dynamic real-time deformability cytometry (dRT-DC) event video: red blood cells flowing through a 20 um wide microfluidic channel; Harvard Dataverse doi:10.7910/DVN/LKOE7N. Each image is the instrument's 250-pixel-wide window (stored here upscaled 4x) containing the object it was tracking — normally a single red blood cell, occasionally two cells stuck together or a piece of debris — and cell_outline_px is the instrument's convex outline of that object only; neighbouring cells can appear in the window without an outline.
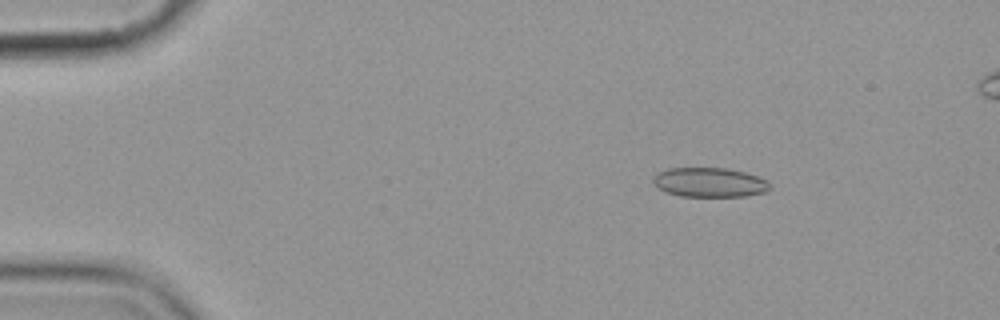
{"species": "common noctule bat (a hibernating species)", "species_latin": "Nyctalus noctula", "temperature_condition": "cold", "stored_images_in_passage": 5, "camera_frame_rate_fps": 3000, "um_per_image_px": 0.085, "animal": {"sex": "female", "body_mass_g": 19.9}, "frame": {"image": 1, "passage_image": 2, "time_ms": 1.333, "image_size_px": [1000, 320], "cell_outline_px": [[768, 188], [764, 192], [744, 196], [680, 196], [668, 192], [652, 184], [652, 176], [656, 172], [668, 168], [724, 168], [744, 172], [756, 176], [764, 180], [768, 184]], "centroid_in_image_um": [60.21, 15.49], "position_along_channel_um": 24.8, "area_um2": 19.77}}